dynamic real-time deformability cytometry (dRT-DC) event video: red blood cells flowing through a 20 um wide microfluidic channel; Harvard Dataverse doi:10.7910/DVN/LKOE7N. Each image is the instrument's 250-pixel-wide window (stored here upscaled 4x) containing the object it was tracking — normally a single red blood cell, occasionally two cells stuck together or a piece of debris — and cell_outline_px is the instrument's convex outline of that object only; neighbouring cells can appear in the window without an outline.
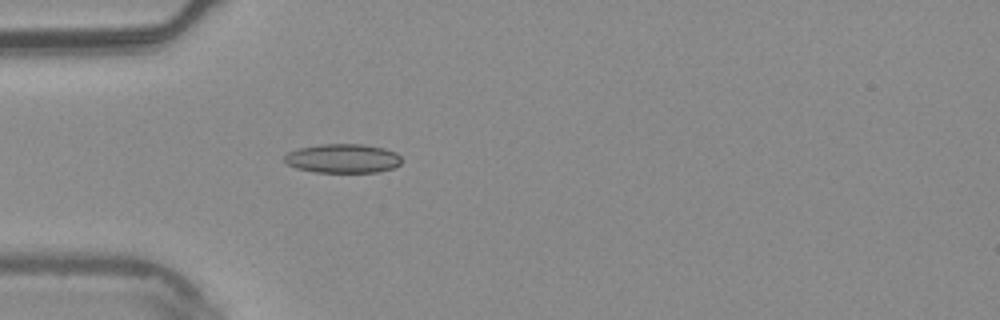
{"species": "common noctule bat (a hibernating species)", "species_latin": "Nyctalus noctula", "temperature_condition": "warm", "stored_images_in_passage": 2, "camera_frame_rate_fps": 3000, "um_per_image_px": 0.085, "animal": {"sex": "male", "body_mass_g": 20.4}, "frame": {"image": 1, "passage_image": 2, "time_ms": 0.333, "image_size_px": [1000, 320], "cell_outline_px": [[400, 164], [392, 168], [380, 172], [316, 172], [296, 168], [288, 164], [284, 160], [284, 156], [288, 152], [300, 148], [320, 144], [364, 144], [384, 148], [396, 152], [400, 156]], "centroid_in_image_um": [29.15, 13.46], "position_along_channel_um": 55.9, "area_um2": 19.83}}